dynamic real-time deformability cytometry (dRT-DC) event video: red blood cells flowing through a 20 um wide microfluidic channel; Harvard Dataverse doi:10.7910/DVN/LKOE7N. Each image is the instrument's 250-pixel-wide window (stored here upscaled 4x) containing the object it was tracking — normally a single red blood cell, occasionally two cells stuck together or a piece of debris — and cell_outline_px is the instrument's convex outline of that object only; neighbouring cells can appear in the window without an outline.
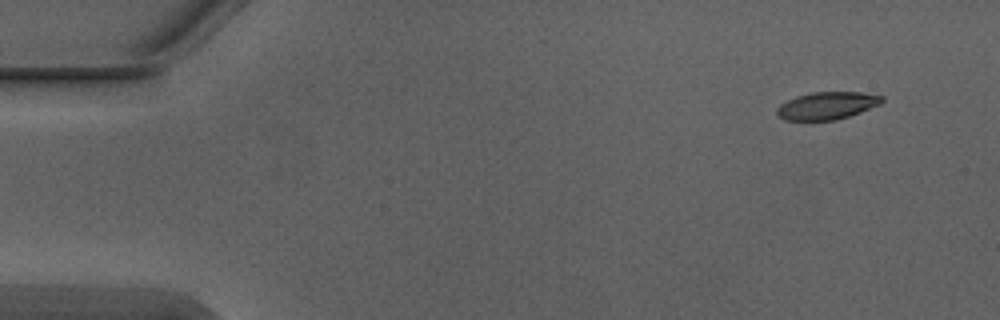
{"species": "Egyptian fruit bat (a non-hibernating species)", "species_latin": "Rousettus aegyptiacus", "temperature_condition": "warm", "stored_images_in_passage": 3, "camera_frame_rate_fps": 3000, "um_per_image_px": 0.085, "animal": {"sex": "male"}, "frame": {"image": 1, "passage_image": 1, "time_ms": 0.0, "image_size_px": [1000, 320], "cell_outline_px": [[884, 100], [880, 104], [860, 112], [836, 120], [784, 120], [776, 112], [776, 108], [780, 104], [796, 96], [812, 92], [860, 92], [884, 96]], "centroid_in_image_um": [70.3, 8.97], "position_along_channel_um": 14.7, "area_um2": 16.76}}
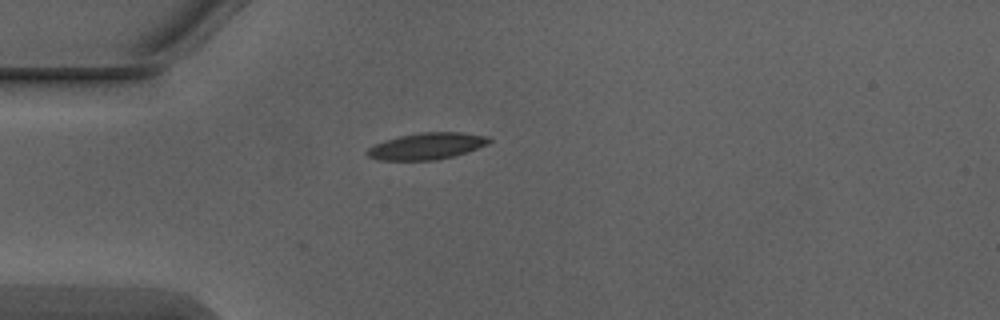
{"frame": {"image": 2, "passage_image": 3, "time_ms": 0.667, "image_size_px": [1000, 320], "cell_outline_px": [[492, 140], [488, 144], [452, 156], [432, 160], [380, 160], [368, 156], [364, 152], [368, 148], [384, 140], [400, 136], [420, 132], [460, 132], [488, 136]], "centroid_in_image_um": [36.25, 12.41], "position_along_channel_um": 48.8, "area_um2": 18.67}}